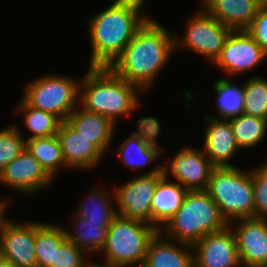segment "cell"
<instances>
[{
    "mask_svg": "<svg viewBox=\"0 0 267 267\" xmlns=\"http://www.w3.org/2000/svg\"><path fill=\"white\" fill-rule=\"evenodd\" d=\"M253 171L255 217L267 221V159Z\"/></svg>",
    "mask_w": 267,
    "mask_h": 267,
    "instance_id": "32",
    "label": "cell"
},
{
    "mask_svg": "<svg viewBox=\"0 0 267 267\" xmlns=\"http://www.w3.org/2000/svg\"><path fill=\"white\" fill-rule=\"evenodd\" d=\"M267 55L246 30L231 31L219 57L214 62L228 76L255 69Z\"/></svg>",
    "mask_w": 267,
    "mask_h": 267,
    "instance_id": "11",
    "label": "cell"
},
{
    "mask_svg": "<svg viewBox=\"0 0 267 267\" xmlns=\"http://www.w3.org/2000/svg\"><path fill=\"white\" fill-rule=\"evenodd\" d=\"M52 180L39 161L26 149L0 173V185L8 186L13 191L26 195L37 194Z\"/></svg>",
    "mask_w": 267,
    "mask_h": 267,
    "instance_id": "15",
    "label": "cell"
},
{
    "mask_svg": "<svg viewBox=\"0 0 267 267\" xmlns=\"http://www.w3.org/2000/svg\"><path fill=\"white\" fill-rule=\"evenodd\" d=\"M66 239L65 228L42 223L36 229L35 237L37 267H54L55 249Z\"/></svg>",
    "mask_w": 267,
    "mask_h": 267,
    "instance_id": "26",
    "label": "cell"
},
{
    "mask_svg": "<svg viewBox=\"0 0 267 267\" xmlns=\"http://www.w3.org/2000/svg\"><path fill=\"white\" fill-rule=\"evenodd\" d=\"M41 224L6 218L0 227V256L18 267H37L35 237Z\"/></svg>",
    "mask_w": 267,
    "mask_h": 267,
    "instance_id": "12",
    "label": "cell"
},
{
    "mask_svg": "<svg viewBox=\"0 0 267 267\" xmlns=\"http://www.w3.org/2000/svg\"><path fill=\"white\" fill-rule=\"evenodd\" d=\"M246 31L267 55V0L260 6Z\"/></svg>",
    "mask_w": 267,
    "mask_h": 267,
    "instance_id": "35",
    "label": "cell"
},
{
    "mask_svg": "<svg viewBox=\"0 0 267 267\" xmlns=\"http://www.w3.org/2000/svg\"><path fill=\"white\" fill-rule=\"evenodd\" d=\"M143 264L145 267H194L193 248L191 245L166 239L158 231L149 243Z\"/></svg>",
    "mask_w": 267,
    "mask_h": 267,
    "instance_id": "19",
    "label": "cell"
},
{
    "mask_svg": "<svg viewBox=\"0 0 267 267\" xmlns=\"http://www.w3.org/2000/svg\"><path fill=\"white\" fill-rule=\"evenodd\" d=\"M185 35L174 34L175 49L187 48L214 63L231 29L211 16L203 7L186 20Z\"/></svg>",
    "mask_w": 267,
    "mask_h": 267,
    "instance_id": "8",
    "label": "cell"
},
{
    "mask_svg": "<svg viewBox=\"0 0 267 267\" xmlns=\"http://www.w3.org/2000/svg\"><path fill=\"white\" fill-rule=\"evenodd\" d=\"M0 267H18V266L0 256Z\"/></svg>",
    "mask_w": 267,
    "mask_h": 267,
    "instance_id": "38",
    "label": "cell"
},
{
    "mask_svg": "<svg viewBox=\"0 0 267 267\" xmlns=\"http://www.w3.org/2000/svg\"><path fill=\"white\" fill-rule=\"evenodd\" d=\"M73 223L75 233L72 234L68 229H65L67 239L82 249L89 257L102 252L110 226H103L102 222H87V219L76 215H74Z\"/></svg>",
    "mask_w": 267,
    "mask_h": 267,
    "instance_id": "22",
    "label": "cell"
},
{
    "mask_svg": "<svg viewBox=\"0 0 267 267\" xmlns=\"http://www.w3.org/2000/svg\"><path fill=\"white\" fill-rule=\"evenodd\" d=\"M80 82L73 77L47 74L32 80L24 90L23 100L36 109L50 112L61 121L78 107Z\"/></svg>",
    "mask_w": 267,
    "mask_h": 267,
    "instance_id": "7",
    "label": "cell"
},
{
    "mask_svg": "<svg viewBox=\"0 0 267 267\" xmlns=\"http://www.w3.org/2000/svg\"><path fill=\"white\" fill-rule=\"evenodd\" d=\"M214 168L202 148L187 146L180 149L171 161L162 164L163 175L168 177L170 173L188 191L207 190Z\"/></svg>",
    "mask_w": 267,
    "mask_h": 267,
    "instance_id": "10",
    "label": "cell"
},
{
    "mask_svg": "<svg viewBox=\"0 0 267 267\" xmlns=\"http://www.w3.org/2000/svg\"><path fill=\"white\" fill-rule=\"evenodd\" d=\"M266 0H202L211 16L232 31L246 30Z\"/></svg>",
    "mask_w": 267,
    "mask_h": 267,
    "instance_id": "18",
    "label": "cell"
},
{
    "mask_svg": "<svg viewBox=\"0 0 267 267\" xmlns=\"http://www.w3.org/2000/svg\"><path fill=\"white\" fill-rule=\"evenodd\" d=\"M194 267H238L241 265L234 233L229 225L202 237L192 246Z\"/></svg>",
    "mask_w": 267,
    "mask_h": 267,
    "instance_id": "14",
    "label": "cell"
},
{
    "mask_svg": "<svg viewBox=\"0 0 267 267\" xmlns=\"http://www.w3.org/2000/svg\"><path fill=\"white\" fill-rule=\"evenodd\" d=\"M136 264H128V265H117L115 267H145L143 263L138 264L137 266H135Z\"/></svg>",
    "mask_w": 267,
    "mask_h": 267,
    "instance_id": "39",
    "label": "cell"
},
{
    "mask_svg": "<svg viewBox=\"0 0 267 267\" xmlns=\"http://www.w3.org/2000/svg\"><path fill=\"white\" fill-rule=\"evenodd\" d=\"M26 150L39 161L52 179L60 168L67 167L57 135L26 140Z\"/></svg>",
    "mask_w": 267,
    "mask_h": 267,
    "instance_id": "23",
    "label": "cell"
},
{
    "mask_svg": "<svg viewBox=\"0 0 267 267\" xmlns=\"http://www.w3.org/2000/svg\"><path fill=\"white\" fill-rule=\"evenodd\" d=\"M214 91L216 92V106L218 116H207L219 120H231L238 117L244 110V84L238 87L229 79L220 78L214 83Z\"/></svg>",
    "mask_w": 267,
    "mask_h": 267,
    "instance_id": "25",
    "label": "cell"
},
{
    "mask_svg": "<svg viewBox=\"0 0 267 267\" xmlns=\"http://www.w3.org/2000/svg\"><path fill=\"white\" fill-rule=\"evenodd\" d=\"M57 137L67 168L93 169L104 155L91 140L85 139L66 121H62Z\"/></svg>",
    "mask_w": 267,
    "mask_h": 267,
    "instance_id": "17",
    "label": "cell"
},
{
    "mask_svg": "<svg viewBox=\"0 0 267 267\" xmlns=\"http://www.w3.org/2000/svg\"><path fill=\"white\" fill-rule=\"evenodd\" d=\"M230 123L240 150L241 148H254L265 139L267 119L242 113L238 117L231 119Z\"/></svg>",
    "mask_w": 267,
    "mask_h": 267,
    "instance_id": "29",
    "label": "cell"
},
{
    "mask_svg": "<svg viewBox=\"0 0 267 267\" xmlns=\"http://www.w3.org/2000/svg\"><path fill=\"white\" fill-rule=\"evenodd\" d=\"M244 114L267 119V79L253 75L244 83Z\"/></svg>",
    "mask_w": 267,
    "mask_h": 267,
    "instance_id": "30",
    "label": "cell"
},
{
    "mask_svg": "<svg viewBox=\"0 0 267 267\" xmlns=\"http://www.w3.org/2000/svg\"><path fill=\"white\" fill-rule=\"evenodd\" d=\"M81 203L77 210V217L87 219V222H102L103 226H111L114 219L118 216L117 208L114 206L112 196L105 189L94 188ZM111 200H110V199Z\"/></svg>",
    "mask_w": 267,
    "mask_h": 267,
    "instance_id": "24",
    "label": "cell"
},
{
    "mask_svg": "<svg viewBox=\"0 0 267 267\" xmlns=\"http://www.w3.org/2000/svg\"><path fill=\"white\" fill-rule=\"evenodd\" d=\"M138 131L132 132V136H135L143 140L149 146L158 148L162 151L158 144L157 138L161 134V123L156 117H144L137 121Z\"/></svg>",
    "mask_w": 267,
    "mask_h": 267,
    "instance_id": "34",
    "label": "cell"
},
{
    "mask_svg": "<svg viewBox=\"0 0 267 267\" xmlns=\"http://www.w3.org/2000/svg\"><path fill=\"white\" fill-rule=\"evenodd\" d=\"M146 0H115L87 21L91 42L89 67H109L150 18L141 14Z\"/></svg>",
    "mask_w": 267,
    "mask_h": 267,
    "instance_id": "2",
    "label": "cell"
},
{
    "mask_svg": "<svg viewBox=\"0 0 267 267\" xmlns=\"http://www.w3.org/2000/svg\"><path fill=\"white\" fill-rule=\"evenodd\" d=\"M158 230L143 221L118 215L108 230L101 253L113 266L144 263L151 239Z\"/></svg>",
    "mask_w": 267,
    "mask_h": 267,
    "instance_id": "6",
    "label": "cell"
},
{
    "mask_svg": "<svg viewBox=\"0 0 267 267\" xmlns=\"http://www.w3.org/2000/svg\"><path fill=\"white\" fill-rule=\"evenodd\" d=\"M116 154L123 165H126L134 170H140L143 166L151 164L159 158L162 151L158 148L149 146L143 140L129 135L123 140L118 149H115Z\"/></svg>",
    "mask_w": 267,
    "mask_h": 267,
    "instance_id": "27",
    "label": "cell"
},
{
    "mask_svg": "<svg viewBox=\"0 0 267 267\" xmlns=\"http://www.w3.org/2000/svg\"><path fill=\"white\" fill-rule=\"evenodd\" d=\"M89 257L82 249L66 239L55 249L54 267H83Z\"/></svg>",
    "mask_w": 267,
    "mask_h": 267,
    "instance_id": "33",
    "label": "cell"
},
{
    "mask_svg": "<svg viewBox=\"0 0 267 267\" xmlns=\"http://www.w3.org/2000/svg\"><path fill=\"white\" fill-rule=\"evenodd\" d=\"M173 51H176L174 34L155 19L149 18L109 68L117 76L146 92L171 60Z\"/></svg>",
    "mask_w": 267,
    "mask_h": 267,
    "instance_id": "1",
    "label": "cell"
},
{
    "mask_svg": "<svg viewBox=\"0 0 267 267\" xmlns=\"http://www.w3.org/2000/svg\"><path fill=\"white\" fill-rule=\"evenodd\" d=\"M168 178L163 176L158 181L151 201L152 226L158 231L182 207L188 192L181 184L169 181Z\"/></svg>",
    "mask_w": 267,
    "mask_h": 267,
    "instance_id": "21",
    "label": "cell"
},
{
    "mask_svg": "<svg viewBox=\"0 0 267 267\" xmlns=\"http://www.w3.org/2000/svg\"><path fill=\"white\" fill-rule=\"evenodd\" d=\"M69 115L66 122L85 139L91 140L103 154L109 148L116 130L109 118L90 112L80 105ZM79 110V111H77Z\"/></svg>",
    "mask_w": 267,
    "mask_h": 267,
    "instance_id": "20",
    "label": "cell"
},
{
    "mask_svg": "<svg viewBox=\"0 0 267 267\" xmlns=\"http://www.w3.org/2000/svg\"><path fill=\"white\" fill-rule=\"evenodd\" d=\"M83 267H115L111 265L109 262L104 261V264L94 263L92 259H87Z\"/></svg>",
    "mask_w": 267,
    "mask_h": 267,
    "instance_id": "37",
    "label": "cell"
},
{
    "mask_svg": "<svg viewBox=\"0 0 267 267\" xmlns=\"http://www.w3.org/2000/svg\"><path fill=\"white\" fill-rule=\"evenodd\" d=\"M162 164L113 189L118 215L152 225L151 201L158 181L163 177ZM115 190V191H114Z\"/></svg>",
    "mask_w": 267,
    "mask_h": 267,
    "instance_id": "9",
    "label": "cell"
},
{
    "mask_svg": "<svg viewBox=\"0 0 267 267\" xmlns=\"http://www.w3.org/2000/svg\"><path fill=\"white\" fill-rule=\"evenodd\" d=\"M80 80L79 105L109 118L114 124L139 108L142 91L117 76L109 67H89ZM116 122V123H115Z\"/></svg>",
    "mask_w": 267,
    "mask_h": 267,
    "instance_id": "3",
    "label": "cell"
},
{
    "mask_svg": "<svg viewBox=\"0 0 267 267\" xmlns=\"http://www.w3.org/2000/svg\"><path fill=\"white\" fill-rule=\"evenodd\" d=\"M227 225L209 193L196 190L187 192L182 207L160 232L168 239L193 246L205 235L222 230Z\"/></svg>",
    "mask_w": 267,
    "mask_h": 267,
    "instance_id": "4",
    "label": "cell"
},
{
    "mask_svg": "<svg viewBox=\"0 0 267 267\" xmlns=\"http://www.w3.org/2000/svg\"><path fill=\"white\" fill-rule=\"evenodd\" d=\"M16 111L24 114L23 125L31 133L26 140L57 135L61 120L50 112L29 106L23 99Z\"/></svg>",
    "mask_w": 267,
    "mask_h": 267,
    "instance_id": "28",
    "label": "cell"
},
{
    "mask_svg": "<svg viewBox=\"0 0 267 267\" xmlns=\"http://www.w3.org/2000/svg\"><path fill=\"white\" fill-rule=\"evenodd\" d=\"M207 125L203 148L206 156L215 168L236 167L230 163L237 150L235 136L232 131L230 120H219L204 116Z\"/></svg>",
    "mask_w": 267,
    "mask_h": 267,
    "instance_id": "16",
    "label": "cell"
},
{
    "mask_svg": "<svg viewBox=\"0 0 267 267\" xmlns=\"http://www.w3.org/2000/svg\"><path fill=\"white\" fill-rule=\"evenodd\" d=\"M11 200H9V198H0V227L2 225V222L7 218L5 217V212H7V206L9 205V202Z\"/></svg>",
    "mask_w": 267,
    "mask_h": 267,
    "instance_id": "36",
    "label": "cell"
},
{
    "mask_svg": "<svg viewBox=\"0 0 267 267\" xmlns=\"http://www.w3.org/2000/svg\"><path fill=\"white\" fill-rule=\"evenodd\" d=\"M235 222L236 225H234ZM228 225L236 239L241 265L244 267H266L267 221L256 217L242 218L231 221Z\"/></svg>",
    "mask_w": 267,
    "mask_h": 267,
    "instance_id": "13",
    "label": "cell"
},
{
    "mask_svg": "<svg viewBox=\"0 0 267 267\" xmlns=\"http://www.w3.org/2000/svg\"><path fill=\"white\" fill-rule=\"evenodd\" d=\"M206 191L227 223L255 217L252 170L245 172L237 167L214 168Z\"/></svg>",
    "mask_w": 267,
    "mask_h": 267,
    "instance_id": "5",
    "label": "cell"
},
{
    "mask_svg": "<svg viewBox=\"0 0 267 267\" xmlns=\"http://www.w3.org/2000/svg\"><path fill=\"white\" fill-rule=\"evenodd\" d=\"M19 126L11 124L0 130V173L26 149V139Z\"/></svg>",
    "mask_w": 267,
    "mask_h": 267,
    "instance_id": "31",
    "label": "cell"
}]
</instances>
